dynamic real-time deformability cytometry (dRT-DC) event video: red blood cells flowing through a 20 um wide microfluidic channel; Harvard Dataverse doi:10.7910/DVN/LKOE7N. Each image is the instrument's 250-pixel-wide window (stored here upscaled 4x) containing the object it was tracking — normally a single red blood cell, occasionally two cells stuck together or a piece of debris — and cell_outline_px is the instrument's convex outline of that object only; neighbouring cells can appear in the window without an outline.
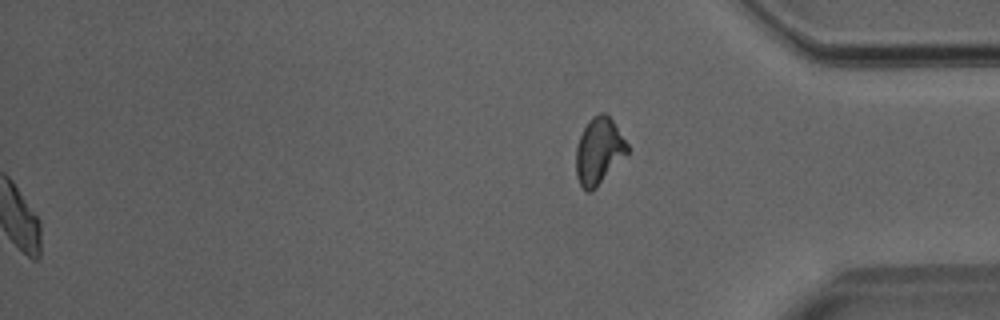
{"species": "Egyptian fruit bat (a non-hibernating species)", "species_latin": "Rousettus aegyptiacus", "temperature_condition": "room temperature", "stored_images_in_passage": 42, "segment_of_instrument_passage": [2, 2], "camera_frame_rate_fps": 3000, "um_per_image_px": 0.085, "animal": {"sex": "male"}, "frame": {"image": 1, "passage_image": 42, "time_ms": 13.667, "image_size_px": [1000, 320], "cell_outline_px": [[628, 152], [596, 188], [592, 192], [588, 192], [580, 184], [576, 176], [576, 148], [580, 136], [588, 120], [592, 116], [600, 112], [604, 112], [612, 120], [628, 144]], "centroid_in_image_um": [50.89, 12.83], "position_along_channel_um": 384.3, "area_um2": 19.71}}